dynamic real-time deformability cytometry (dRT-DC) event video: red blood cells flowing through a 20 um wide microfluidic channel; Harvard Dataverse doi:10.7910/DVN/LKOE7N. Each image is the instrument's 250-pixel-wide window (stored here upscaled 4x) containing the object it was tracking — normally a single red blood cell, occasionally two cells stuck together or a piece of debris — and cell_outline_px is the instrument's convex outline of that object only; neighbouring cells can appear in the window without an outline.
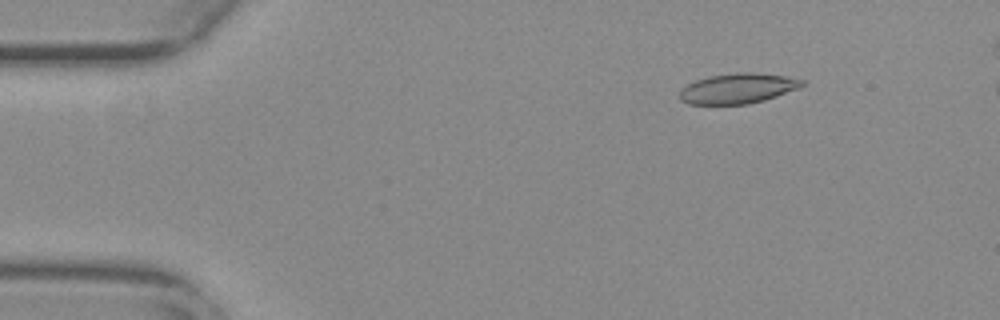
{"species": "common noctule bat (a hibernating species)", "species_latin": "Nyctalus noctula", "temperature_condition": "warm", "stored_images_in_passage": 55, "camera_frame_rate_fps": 3000, "um_per_image_px": 0.085, "animal": {"sex": "female", "body_mass_g": 29.2, "forearm_length_mm": 56.3}, "frame": {"image": 1, "passage_image": 8, "time_ms": 2.333, "image_size_px": [1000, 320], "cell_outline_px": [[804, 84], [800, 88], [764, 100], [748, 104], [688, 104], [680, 100], [680, 92], [688, 84], [696, 80], [708, 76], [736, 72], [756, 72], [788, 76], [804, 80]], "centroid_in_image_um": [62.75, 7.5], "position_along_channel_um": 22.3, "area_um2": 21.62}}
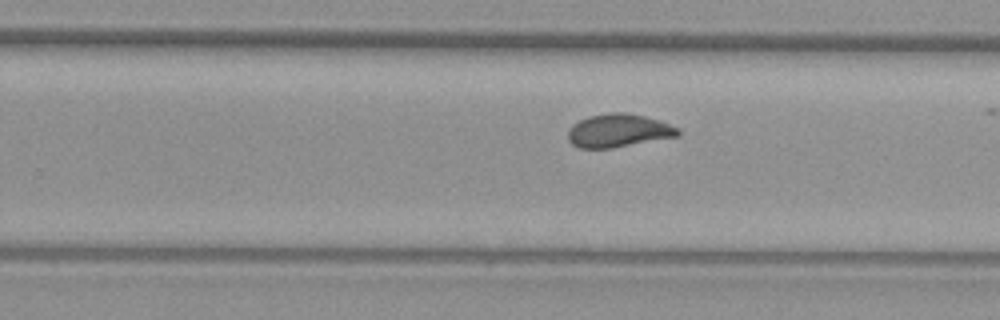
{"frame": {"image": 2, "passage_image": 35, "time_ms": 11.333, "image_size_px": [1000, 320], "cell_outline_px": [[680, 136], [612, 148], [580, 148], [572, 144], [568, 140], [568, 128], [572, 124], [588, 116], [608, 112], [624, 112], [644, 116], [660, 120], [680, 128]], "centroid_in_image_um": [52.58, 11.1], "position_along_channel_um": 277.2, "area_um2": 21.56}}
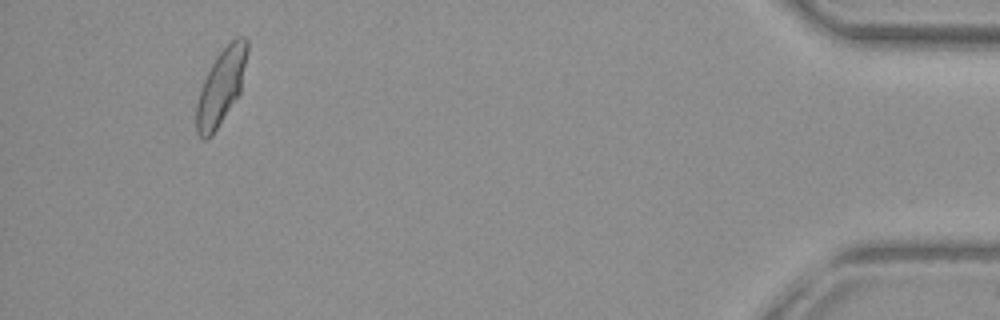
{"frame": {"image": 3, "passage_image": 52, "time_ms": 17.0, "image_size_px": [1000, 320], "cell_outline_px": [[248, 48], [240, 92], [212, 136], [208, 140], [204, 140], [196, 132], [196, 104], [204, 80], [216, 56], [236, 36], [248, 36]], "centroid_in_image_um": [18.79, 7.37], "position_along_channel_um": 416.4, "area_um2": 22.02}, "authors_computed_cell_mechanics": {"area_um2": 21.5016, "velocity_mm_per_s": 3.7627, "shape_relaxation_time_tau1_ms": 9.3183, "shape_relaxation_time_tau2_ms": 1.1552, "deformation_change_tau1": 0.2279, "deformation_change_tau2": 0.0674}}